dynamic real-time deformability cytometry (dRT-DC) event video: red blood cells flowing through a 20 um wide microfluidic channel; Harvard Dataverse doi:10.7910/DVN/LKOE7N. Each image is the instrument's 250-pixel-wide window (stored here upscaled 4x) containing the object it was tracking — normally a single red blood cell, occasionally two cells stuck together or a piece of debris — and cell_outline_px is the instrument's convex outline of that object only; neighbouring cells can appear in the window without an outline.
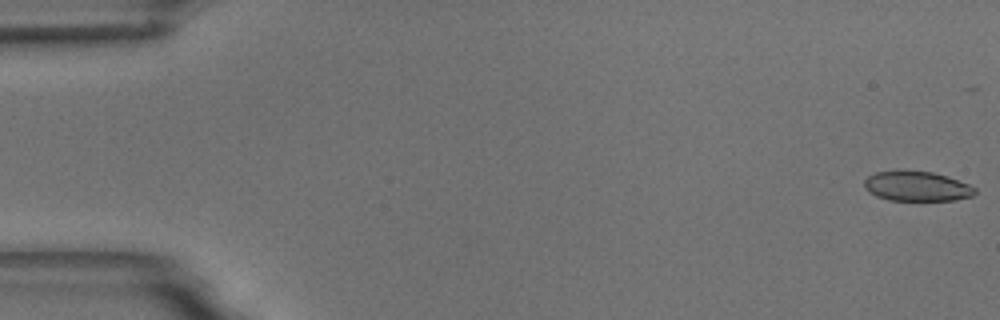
{"species": "common noctule bat (a hibernating species)", "species_latin": "Nyctalus noctula", "temperature_condition": "room temperature", "stored_images_in_passage": 9, "camera_frame_rate_fps": 3000, "um_per_image_px": 0.085, "animal": {"sex": "male", "body_mass_g": 18.8}, "frame": {"image": 1, "passage_image": 1, "time_ms": 0.0, "image_size_px": [1000, 320], "cell_outline_px": [[976, 192], [972, 196], [956, 200], [892, 200], [876, 196], [868, 192], [864, 184], [864, 180], [868, 176], [876, 172], [900, 168], [932, 172], [948, 176], [968, 184], [976, 188]], "centroid_in_image_um": [77.91, 15.79], "position_along_channel_um": 7.1, "area_um2": 19.65}}